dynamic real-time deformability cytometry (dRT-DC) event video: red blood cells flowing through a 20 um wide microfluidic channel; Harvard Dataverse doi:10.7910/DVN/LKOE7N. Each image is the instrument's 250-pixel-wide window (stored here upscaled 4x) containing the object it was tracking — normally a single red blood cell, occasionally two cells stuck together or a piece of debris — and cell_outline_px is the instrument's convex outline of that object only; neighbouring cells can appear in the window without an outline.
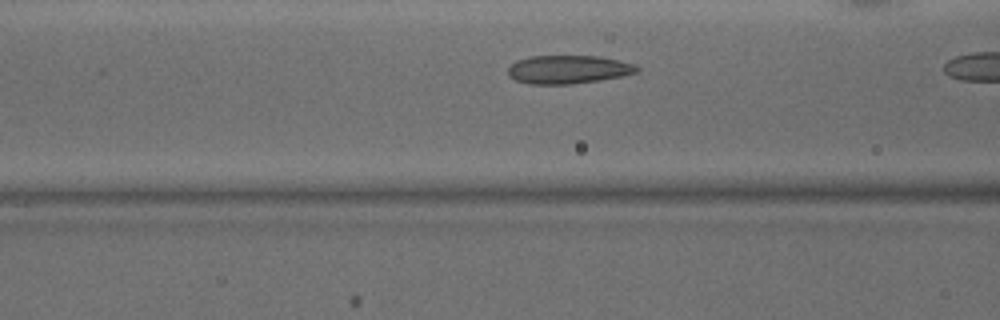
{"species": "common noctule bat (a hibernating species)", "species_latin": "Nyctalus noctula", "temperature_condition": "warm", "stored_images_in_passage": 11, "camera_frame_rate_fps": 3000, "um_per_image_px": 0.085, "animal": {"sex": "male", "body_mass_g": 15.6}, "frame": {"image": 1, "passage_image": 7, "time_ms": 2.0, "image_size_px": [1000, 320], "cell_outline_px": [[640, 68], [636, 72], [620, 76], [600, 80], [572, 84], [528, 84], [516, 80], [508, 76], [508, 68], [516, 60], [528, 56], [596, 56], [620, 60], [636, 64]], "centroid_in_image_um": [48.28, 5.9], "position_along_channel_um": 118.3, "area_um2": 21.39}}